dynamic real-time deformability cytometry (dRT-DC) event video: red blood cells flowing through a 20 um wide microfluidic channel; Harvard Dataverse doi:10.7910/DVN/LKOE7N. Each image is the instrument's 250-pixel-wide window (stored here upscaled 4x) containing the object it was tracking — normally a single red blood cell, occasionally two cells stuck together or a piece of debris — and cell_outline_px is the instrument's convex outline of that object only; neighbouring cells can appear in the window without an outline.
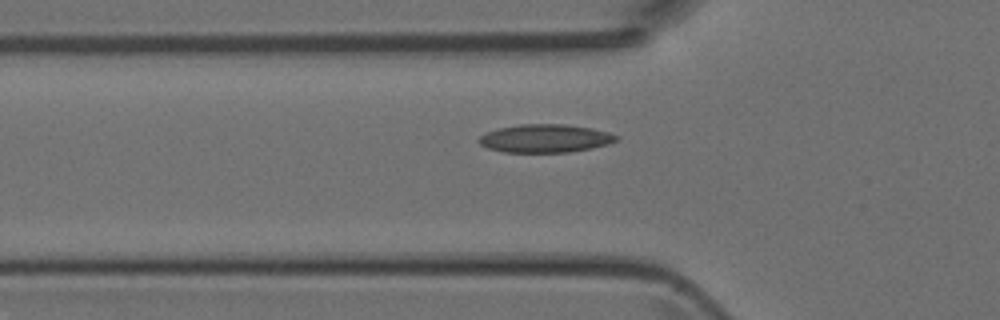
{"species": "Egyptian fruit bat (a non-hibernating species)", "species_latin": "Rousettus aegyptiacus", "temperature_condition": "room temperature", "stored_images_in_passage": 36, "camera_frame_rate_fps": 3000, "um_per_image_px": 0.085, "animal": {"sex": "female"}, "frame": {"image": 1, "passage_image": 8, "time_ms": 2.333, "image_size_px": [1000, 320], "cell_outline_px": [[620, 136], [616, 140], [608, 144], [592, 148], [568, 152], [504, 152], [488, 148], [480, 144], [476, 140], [480, 136], [488, 132], [500, 128], [520, 124], [564, 124], [592, 128], [608, 132]], "centroid_in_image_um": [46.35, 11.76], "position_along_channel_um": 79.5, "area_um2": 22.48}}
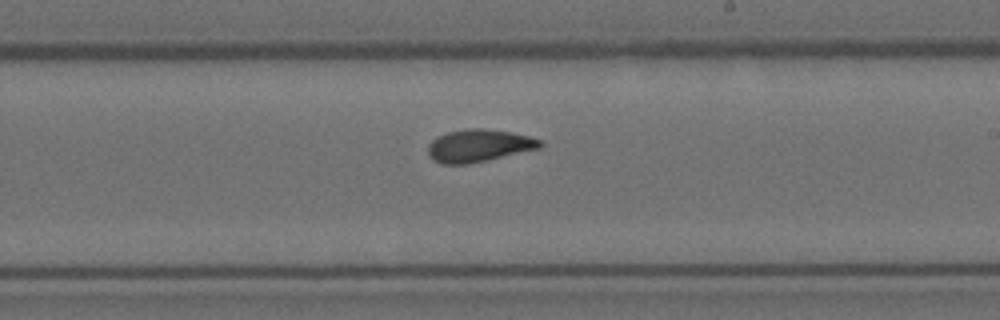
{"frame": {"image": 2, "passage_image": 20, "time_ms": 6.333, "image_size_px": [1000, 320], "cell_outline_px": [[544, 144], [540, 148], [468, 164], [440, 164], [432, 160], [428, 156], [428, 144], [436, 136], [448, 132], [468, 128], [484, 128], [512, 132], [528, 136], [540, 140]], "centroid_in_image_um": [40.66, 12.38], "position_along_channel_um": 248.3, "area_um2": 21.33}}
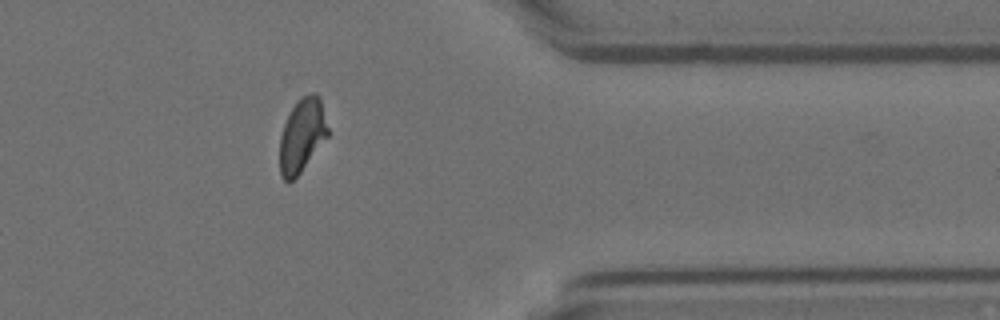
{"frame": {"image": 3, "passage_image": 31, "time_ms": 10.0, "image_size_px": [1000, 320], "cell_outline_px": [[328, 136], [300, 172], [288, 184], [280, 176], [280, 136], [284, 124], [296, 100], [312, 92], [316, 92], [320, 96], [328, 128]], "centroid_in_image_um": [25.67, 11.49], "position_along_channel_um": 385.7, "area_um2": 20.58}}